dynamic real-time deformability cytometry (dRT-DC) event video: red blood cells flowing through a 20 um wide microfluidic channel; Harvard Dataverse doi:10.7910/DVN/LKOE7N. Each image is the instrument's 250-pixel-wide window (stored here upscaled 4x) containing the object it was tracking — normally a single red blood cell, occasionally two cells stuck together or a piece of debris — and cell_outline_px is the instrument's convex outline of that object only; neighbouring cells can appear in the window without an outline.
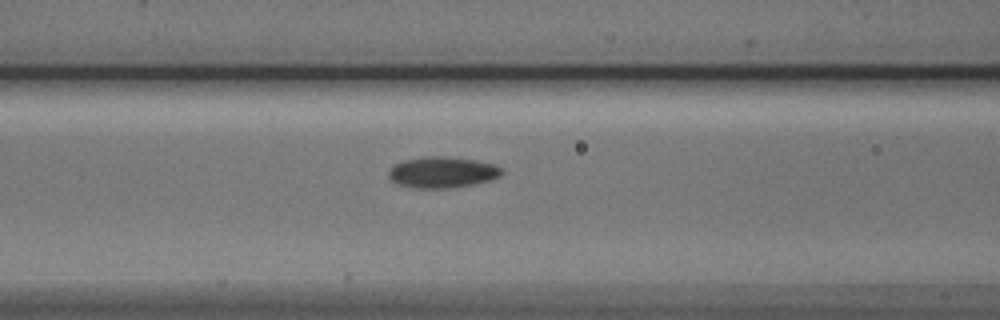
{"species": "Egyptian fruit bat (a non-hibernating species)", "species_latin": "Rousettus aegyptiacus", "temperature_condition": "cold", "stored_images_in_passage": 6, "camera_frame_rate_fps": 3000, "um_per_image_px": 0.085, "animal": {"sex": "male"}, "frame": {"image": 1, "passage_image": 6, "time_ms": 1.667, "image_size_px": [1000, 320], "cell_outline_px": [[504, 172], [500, 176], [488, 180], [472, 184], [448, 188], [416, 188], [396, 184], [388, 176], [388, 172], [392, 164], [404, 160], [424, 156], [444, 156], [472, 160], [492, 164], [500, 168]], "centroid_in_image_um": [37.52, 14.64], "position_along_channel_um": 129.1, "area_um2": 20.35}}